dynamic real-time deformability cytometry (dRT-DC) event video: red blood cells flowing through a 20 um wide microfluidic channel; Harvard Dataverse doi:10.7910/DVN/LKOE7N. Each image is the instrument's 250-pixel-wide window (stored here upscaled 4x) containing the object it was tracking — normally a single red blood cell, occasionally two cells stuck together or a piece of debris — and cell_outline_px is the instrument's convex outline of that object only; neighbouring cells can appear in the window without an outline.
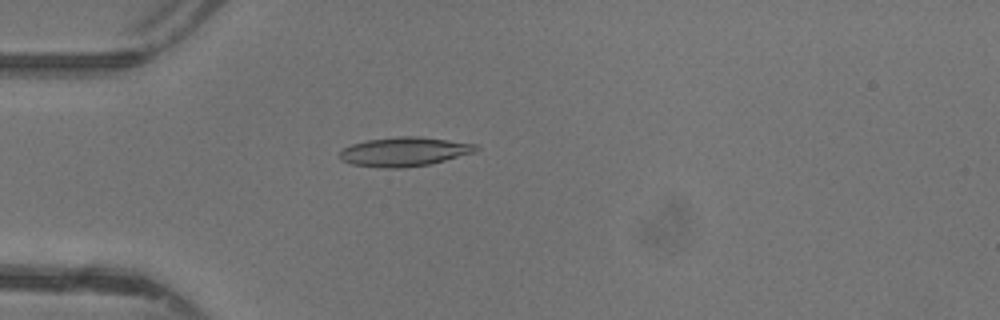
{"species": "common noctule bat (a hibernating species)", "species_latin": "Nyctalus noctula", "temperature_condition": "warm", "stored_images_in_passage": 47, "camera_frame_rate_fps": 3000, "um_per_image_px": 0.085, "animal": {"sex": "female"}, "frame": {"image": 1, "passage_image": 14, "time_ms": 4.333, "image_size_px": [1000, 320], "cell_outline_px": [[480, 148], [476, 152], [428, 164], [404, 168], [384, 168], [352, 164], [340, 160], [340, 152], [344, 148], [352, 144], [368, 140], [396, 136], [420, 136], [476, 144]], "centroid_in_image_um": [34.37, 12.89], "position_along_channel_um": 50.6, "area_um2": 23.06}}
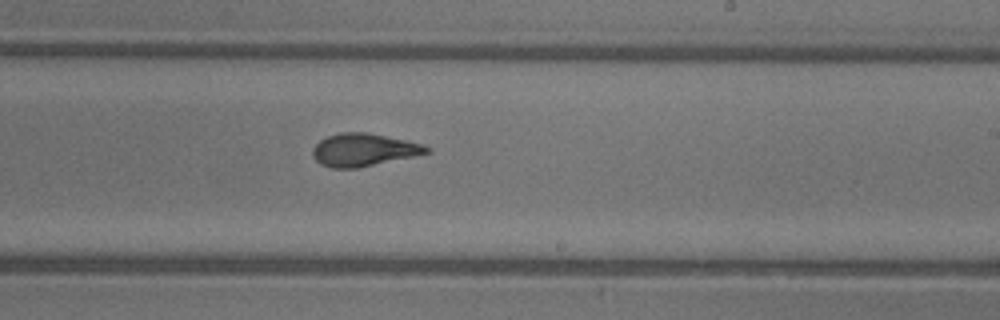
{"frame": {"image": 2, "passage_image": 29, "time_ms": 9.333, "image_size_px": [1000, 320], "cell_outline_px": [[432, 152], [356, 168], [332, 168], [320, 164], [312, 156], [312, 148], [320, 140], [328, 136], [340, 132], [368, 132], [424, 144], [432, 148]], "centroid_in_image_um": [30.91, 12.73], "position_along_channel_um": 258.1, "area_um2": 21.73}}
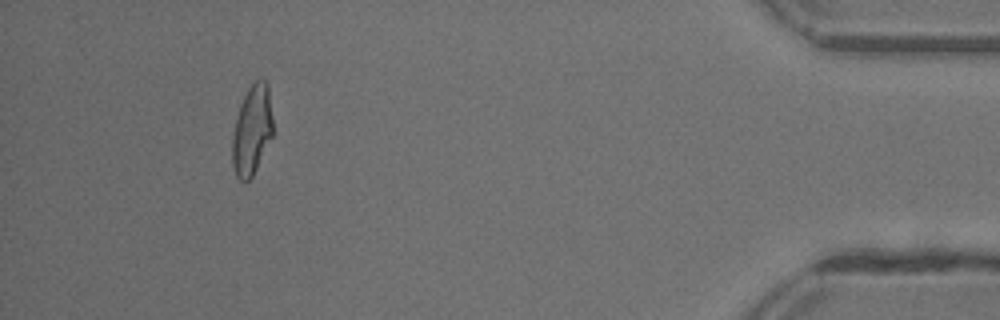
{"frame": {"image": 3, "passage_image": 44, "time_ms": 14.333, "image_size_px": [1000, 320], "cell_outline_px": [[276, 132], [252, 176], [248, 180], [240, 180], [236, 176], [232, 164], [232, 140], [236, 120], [240, 104], [248, 88], [256, 80], [264, 80], [268, 84]], "centroid_in_image_um": [21.47, 11.05], "position_along_channel_um": 413.7, "area_um2": 21.68}, "authors_computed_cell_mechanics": {"area_um2": 21.7906, "velocity_mm_per_s": 4.4095, "shape_relaxation_time_tau1_ms": 4.4994, "shape_relaxation_time_tau2_ms": 1.1055, "deformation_change_tau1": 0.1886, "deformation_change_tau2": 0.0897}}